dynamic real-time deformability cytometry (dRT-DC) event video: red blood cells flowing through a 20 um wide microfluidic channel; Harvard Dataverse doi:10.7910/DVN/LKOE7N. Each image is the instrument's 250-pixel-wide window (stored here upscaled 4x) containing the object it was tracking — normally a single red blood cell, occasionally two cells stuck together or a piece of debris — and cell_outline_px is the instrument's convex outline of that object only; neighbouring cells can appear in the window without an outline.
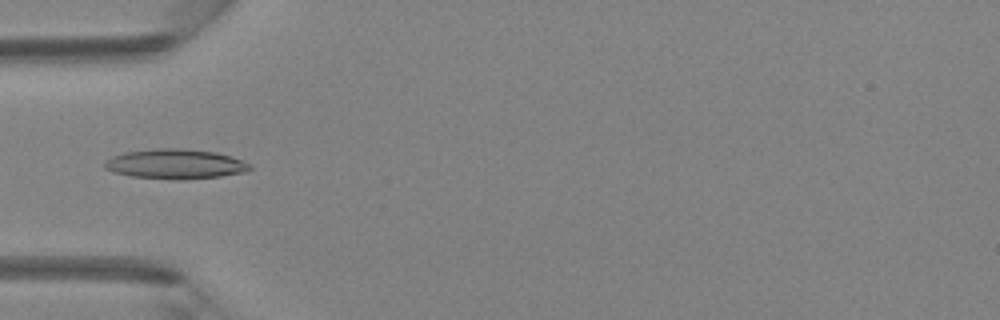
{"species": "Egyptian fruit bat (a non-hibernating species)", "species_latin": "Rousettus aegyptiacus", "temperature_condition": "room temperature", "stored_images_in_passage": 5, "camera_frame_rate_fps": 3000, "um_per_image_px": 0.085, "animal": {"sex": "female"}, "frame": {"image": 1, "passage_image": 5, "time_ms": 1.333, "image_size_px": [1000, 320], "cell_outline_px": [[252, 168], [244, 172], [220, 176], [128, 176], [112, 172], [104, 168], [104, 160], [112, 156], [124, 152], [156, 148], [180, 148], [216, 152], [232, 156], [252, 164]], "centroid_in_image_um": [14.87, 13.87], "position_along_channel_um": 70.1, "area_um2": 24.16}}